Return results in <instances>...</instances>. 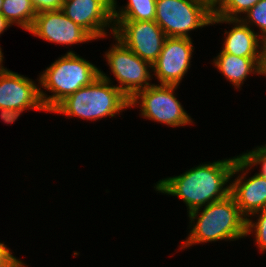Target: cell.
Listing matches in <instances>:
<instances>
[{
	"label": "cell",
	"instance_id": "9a60e30c",
	"mask_svg": "<svg viewBox=\"0 0 266 267\" xmlns=\"http://www.w3.org/2000/svg\"><path fill=\"white\" fill-rule=\"evenodd\" d=\"M214 65L237 88L251 73L264 75L265 58H245L220 52Z\"/></svg>",
	"mask_w": 266,
	"mask_h": 267
},
{
	"label": "cell",
	"instance_id": "484cf974",
	"mask_svg": "<svg viewBox=\"0 0 266 267\" xmlns=\"http://www.w3.org/2000/svg\"><path fill=\"white\" fill-rule=\"evenodd\" d=\"M203 1L207 2L212 8H214L215 6H217L220 0H203Z\"/></svg>",
	"mask_w": 266,
	"mask_h": 267
},
{
	"label": "cell",
	"instance_id": "e0dca14e",
	"mask_svg": "<svg viewBox=\"0 0 266 267\" xmlns=\"http://www.w3.org/2000/svg\"><path fill=\"white\" fill-rule=\"evenodd\" d=\"M116 6L113 4V20L155 21L156 0H128L119 11Z\"/></svg>",
	"mask_w": 266,
	"mask_h": 267
},
{
	"label": "cell",
	"instance_id": "8992f818",
	"mask_svg": "<svg viewBox=\"0 0 266 267\" xmlns=\"http://www.w3.org/2000/svg\"><path fill=\"white\" fill-rule=\"evenodd\" d=\"M177 85H155L139 91L131 100L130 107L141 105V116L165 123L171 127L184 126L193 121L174 96Z\"/></svg>",
	"mask_w": 266,
	"mask_h": 267
},
{
	"label": "cell",
	"instance_id": "3957f363",
	"mask_svg": "<svg viewBox=\"0 0 266 267\" xmlns=\"http://www.w3.org/2000/svg\"><path fill=\"white\" fill-rule=\"evenodd\" d=\"M110 81L100 70L97 79L68 96L52 112L85 120L114 117L130 107V100L116 86L110 85Z\"/></svg>",
	"mask_w": 266,
	"mask_h": 267
},
{
	"label": "cell",
	"instance_id": "d4e9b609",
	"mask_svg": "<svg viewBox=\"0 0 266 267\" xmlns=\"http://www.w3.org/2000/svg\"><path fill=\"white\" fill-rule=\"evenodd\" d=\"M10 23L6 20V18L0 13V35L10 27Z\"/></svg>",
	"mask_w": 266,
	"mask_h": 267
},
{
	"label": "cell",
	"instance_id": "ba28073f",
	"mask_svg": "<svg viewBox=\"0 0 266 267\" xmlns=\"http://www.w3.org/2000/svg\"><path fill=\"white\" fill-rule=\"evenodd\" d=\"M112 34L151 65L162 50L166 34L155 21L113 20Z\"/></svg>",
	"mask_w": 266,
	"mask_h": 267
},
{
	"label": "cell",
	"instance_id": "30bf717a",
	"mask_svg": "<svg viewBox=\"0 0 266 267\" xmlns=\"http://www.w3.org/2000/svg\"><path fill=\"white\" fill-rule=\"evenodd\" d=\"M29 32L43 40L64 45L95 40L62 10L38 13Z\"/></svg>",
	"mask_w": 266,
	"mask_h": 267
},
{
	"label": "cell",
	"instance_id": "ac0fdd59",
	"mask_svg": "<svg viewBox=\"0 0 266 267\" xmlns=\"http://www.w3.org/2000/svg\"><path fill=\"white\" fill-rule=\"evenodd\" d=\"M260 0H220L218 6L213 8V17L226 19H239L237 14L246 13Z\"/></svg>",
	"mask_w": 266,
	"mask_h": 267
},
{
	"label": "cell",
	"instance_id": "7402d4cb",
	"mask_svg": "<svg viewBox=\"0 0 266 267\" xmlns=\"http://www.w3.org/2000/svg\"><path fill=\"white\" fill-rule=\"evenodd\" d=\"M0 267H25V264L15 258L4 243H0Z\"/></svg>",
	"mask_w": 266,
	"mask_h": 267
},
{
	"label": "cell",
	"instance_id": "5b68a950",
	"mask_svg": "<svg viewBox=\"0 0 266 267\" xmlns=\"http://www.w3.org/2000/svg\"><path fill=\"white\" fill-rule=\"evenodd\" d=\"M213 8L203 0H156L155 22L167 37L190 38L188 32L208 26Z\"/></svg>",
	"mask_w": 266,
	"mask_h": 267
},
{
	"label": "cell",
	"instance_id": "8fae6325",
	"mask_svg": "<svg viewBox=\"0 0 266 267\" xmlns=\"http://www.w3.org/2000/svg\"><path fill=\"white\" fill-rule=\"evenodd\" d=\"M62 11L95 40L104 38V28L114 25L113 3L110 0H65Z\"/></svg>",
	"mask_w": 266,
	"mask_h": 267
},
{
	"label": "cell",
	"instance_id": "277c9868",
	"mask_svg": "<svg viewBox=\"0 0 266 267\" xmlns=\"http://www.w3.org/2000/svg\"><path fill=\"white\" fill-rule=\"evenodd\" d=\"M100 76V70L73 51L67 52L41 74L42 87L53 94L46 96L40 89V98L47 112H52L64 99L78 89L90 85Z\"/></svg>",
	"mask_w": 266,
	"mask_h": 267
},
{
	"label": "cell",
	"instance_id": "603a6c76",
	"mask_svg": "<svg viewBox=\"0 0 266 267\" xmlns=\"http://www.w3.org/2000/svg\"><path fill=\"white\" fill-rule=\"evenodd\" d=\"M35 11L38 13L45 11L62 10L63 0H31Z\"/></svg>",
	"mask_w": 266,
	"mask_h": 267
},
{
	"label": "cell",
	"instance_id": "2e32d148",
	"mask_svg": "<svg viewBox=\"0 0 266 267\" xmlns=\"http://www.w3.org/2000/svg\"><path fill=\"white\" fill-rule=\"evenodd\" d=\"M0 13L13 25L29 31L37 15L31 0H3Z\"/></svg>",
	"mask_w": 266,
	"mask_h": 267
},
{
	"label": "cell",
	"instance_id": "9c48e42d",
	"mask_svg": "<svg viewBox=\"0 0 266 267\" xmlns=\"http://www.w3.org/2000/svg\"><path fill=\"white\" fill-rule=\"evenodd\" d=\"M193 52L191 38L167 37L152 70L160 85H179L190 67Z\"/></svg>",
	"mask_w": 266,
	"mask_h": 267
},
{
	"label": "cell",
	"instance_id": "6da1fadb",
	"mask_svg": "<svg viewBox=\"0 0 266 267\" xmlns=\"http://www.w3.org/2000/svg\"><path fill=\"white\" fill-rule=\"evenodd\" d=\"M237 157L200 164L185 173L160 180L154 188L157 191L181 198L188 213L221 200L230 194V185Z\"/></svg>",
	"mask_w": 266,
	"mask_h": 267
},
{
	"label": "cell",
	"instance_id": "f1b7e54d",
	"mask_svg": "<svg viewBox=\"0 0 266 267\" xmlns=\"http://www.w3.org/2000/svg\"><path fill=\"white\" fill-rule=\"evenodd\" d=\"M113 4H117L116 0H110Z\"/></svg>",
	"mask_w": 266,
	"mask_h": 267
},
{
	"label": "cell",
	"instance_id": "7c38bea8",
	"mask_svg": "<svg viewBox=\"0 0 266 267\" xmlns=\"http://www.w3.org/2000/svg\"><path fill=\"white\" fill-rule=\"evenodd\" d=\"M0 108L46 111L36 84L6 68L0 73Z\"/></svg>",
	"mask_w": 266,
	"mask_h": 267
},
{
	"label": "cell",
	"instance_id": "4fadbf2b",
	"mask_svg": "<svg viewBox=\"0 0 266 267\" xmlns=\"http://www.w3.org/2000/svg\"><path fill=\"white\" fill-rule=\"evenodd\" d=\"M215 23L235 24L230 31H225L227 37L221 52L245 58H265L266 43L258 33L250 29V26L244 24L240 19L231 20L223 17H212L211 25ZM259 42L262 43L261 46ZM259 47H261L260 50H258Z\"/></svg>",
	"mask_w": 266,
	"mask_h": 267
},
{
	"label": "cell",
	"instance_id": "d6986e66",
	"mask_svg": "<svg viewBox=\"0 0 266 267\" xmlns=\"http://www.w3.org/2000/svg\"><path fill=\"white\" fill-rule=\"evenodd\" d=\"M260 163L262 164L261 171L258 174L266 178V144L262 147L259 146L248 153H244L241 156H237L235 166L232 171V177L239 171L244 172L245 169L249 170V167L251 168V166L258 165Z\"/></svg>",
	"mask_w": 266,
	"mask_h": 267
},
{
	"label": "cell",
	"instance_id": "cb8c5ba5",
	"mask_svg": "<svg viewBox=\"0 0 266 267\" xmlns=\"http://www.w3.org/2000/svg\"><path fill=\"white\" fill-rule=\"evenodd\" d=\"M0 110H1V119H3L5 123L9 124L15 122L20 116V113L24 111L20 109H4V108H0Z\"/></svg>",
	"mask_w": 266,
	"mask_h": 267
},
{
	"label": "cell",
	"instance_id": "83f0119b",
	"mask_svg": "<svg viewBox=\"0 0 266 267\" xmlns=\"http://www.w3.org/2000/svg\"><path fill=\"white\" fill-rule=\"evenodd\" d=\"M2 4H3V0H0V11H1V8H2Z\"/></svg>",
	"mask_w": 266,
	"mask_h": 267
},
{
	"label": "cell",
	"instance_id": "5bb4252c",
	"mask_svg": "<svg viewBox=\"0 0 266 267\" xmlns=\"http://www.w3.org/2000/svg\"><path fill=\"white\" fill-rule=\"evenodd\" d=\"M245 174L242 173L230 183V194L241 214L247 219V216L266 209V178L257 173L245 180Z\"/></svg>",
	"mask_w": 266,
	"mask_h": 267
},
{
	"label": "cell",
	"instance_id": "44dd1931",
	"mask_svg": "<svg viewBox=\"0 0 266 267\" xmlns=\"http://www.w3.org/2000/svg\"><path fill=\"white\" fill-rule=\"evenodd\" d=\"M258 213V221L255 223L249 218L246 219V235H249V233H251L254 229L256 243L260 251L264 252L266 250V209L255 212L252 215L254 216Z\"/></svg>",
	"mask_w": 266,
	"mask_h": 267
},
{
	"label": "cell",
	"instance_id": "52a82bcc",
	"mask_svg": "<svg viewBox=\"0 0 266 267\" xmlns=\"http://www.w3.org/2000/svg\"><path fill=\"white\" fill-rule=\"evenodd\" d=\"M114 38L117 44L107 51L105 57L113 75L120 83L116 87L131 100L139 91L153 85L149 83L152 65L138 57L115 36Z\"/></svg>",
	"mask_w": 266,
	"mask_h": 267
},
{
	"label": "cell",
	"instance_id": "4316f807",
	"mask_svg": "<svg viewBox=\"0 0 266 267\" xmlns=\"http://www.w3.org/2000/svg\"><path fill=\"white\" fill-rule=\"evenodd\" d=\"M266 49V48H265ZM264 75L266 76V53H265V66H264Z\"/></svg>",
	"mask_w": 266,
	"mask_h": 267
},
{
	"label": "cell",
	"instance_id": "7a4b0ae2",
	"mask_svg": "<svg viewBox=\"0 0 266 267\" xmlns=\"http://www.w3.org/2000/svg\"><path fill=\"white\" fill-rule=\"evenodd\" d=\"M200 210L198 208L188 213L190 223L192 224L195 219L197 223L193 225L188 238L183 242L184 246L181 245L183 248L198 243L237 240L247 236L246 218L241 214L231 194L208 204L201 214Z\"/></svg>",
	"mask_w": 266,
	"mask_h": 267
},
{
	"label": "cell",
	"instance_id": "ffe728a7",
	"mask_svg": "<svg viewBox=\"0 0 266 267\" xmlns=\"http://www.w3.org/2000/svg\"><path fill=\"white\" fill-rule=\"evenodd\" d=\"M247 17L240 20L249 26L253 23L259 27L262 32L260 38L266 43V0H260L256 5L249 9L246 13Z\"/></svg>",
	"mask_w": 266,
	"mask_h": 267
}]
</instances>
